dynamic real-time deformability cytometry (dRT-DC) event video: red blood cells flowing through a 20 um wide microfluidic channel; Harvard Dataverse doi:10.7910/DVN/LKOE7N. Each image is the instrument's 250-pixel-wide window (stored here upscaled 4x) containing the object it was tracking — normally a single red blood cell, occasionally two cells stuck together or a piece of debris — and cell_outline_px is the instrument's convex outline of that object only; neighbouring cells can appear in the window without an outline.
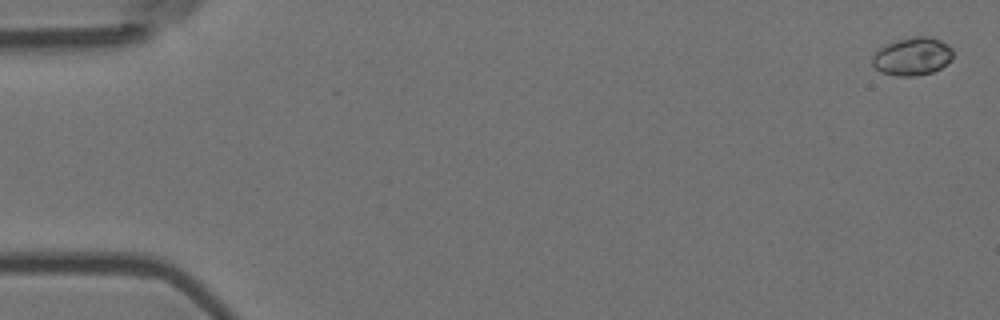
{"species": "Egyptian fruit bat (a non-hibernating species)", "species_latin": "Rousettus aegyptiacus", "temperature_condition": "room temperature", "stored_images_in_passage": 11, "camera_frame_rate_fps": 3000, "um_per_image_px": 0.085, "animal": {"sex": "female"}, "frame": {"image": 1, "passage_image": 1, "time_ms": 0.0, "image_size_px": [1000, 320], "cell_outline_px": [[952, 60], [940, 68], [932, 72], [916, 76], [896, 76], [880, 72], [872, 64], [872, 56], [880, 48], [896, 40], [912, 36], [928, 36], [940, 40], [948, 44], [952, 48]], "centroid_in_image_um": [77.56, 4.79], "position_along_channel_um": 7.4, "area_um2": 17.92}}
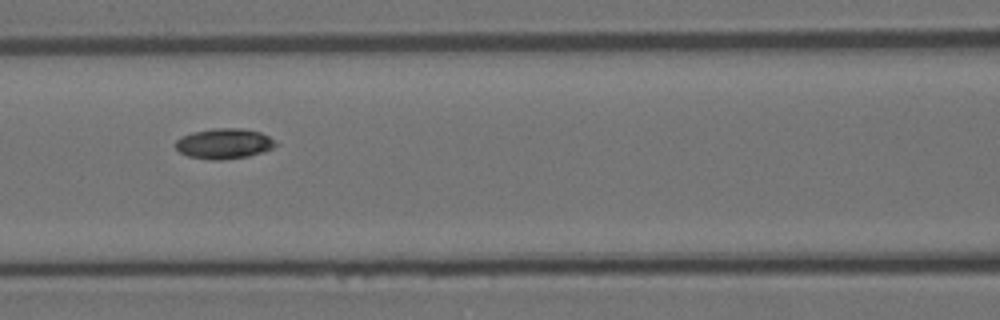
{"frame": {"image": 2, "passage_image": 7, "time_ms": 2.0, "image_size_px": [1000, 320], "cell_outline_px": [[280, 144], [264, 152], [248, 156], [220, 160], [212, 160], [188, 156], [180, 152], [176, 148], [176, 140], [180, 136], [192, 132], [212, 128], [240, 128], [260, 132], [268, 136]], "centroid_in_image_um": [19.05, 12.2], "position_along_channel_um": 147.5, "area_um2": 17.8}}
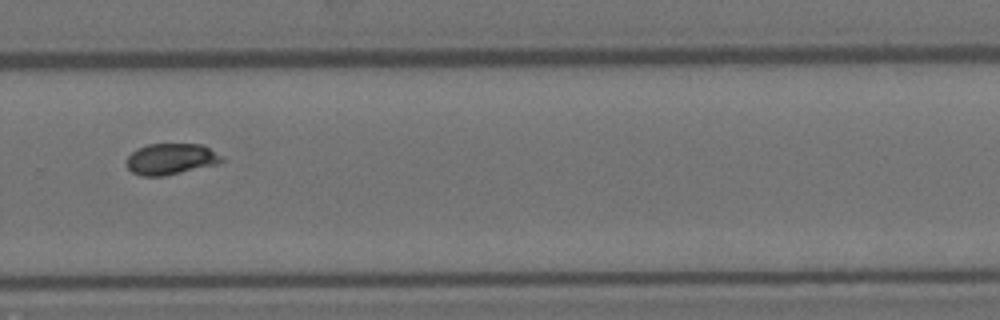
{"frame": {"image": 3, "passage_image": 11, "time_ms": 3.333, "image_size_px": [1000, 320], "cell_outline_px": [[224, 160], [216, 164], [164, 176], [140, 176], [132, 172], [124, 164], [128, 156], [136, 148], [148, 144], [200, 144], [224, 156]], "centroid_in_image_um": [14.48, 13.52], "position_along_channel_um": 315.3, "area_um2": 17.34}}